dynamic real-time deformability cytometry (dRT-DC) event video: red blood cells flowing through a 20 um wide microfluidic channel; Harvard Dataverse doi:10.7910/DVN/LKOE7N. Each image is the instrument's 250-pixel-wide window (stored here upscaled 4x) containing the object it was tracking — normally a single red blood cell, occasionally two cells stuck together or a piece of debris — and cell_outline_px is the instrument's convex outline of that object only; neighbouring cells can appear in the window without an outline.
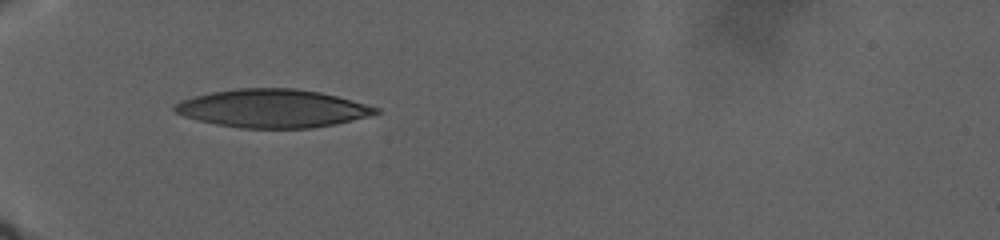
{"species": "human", "species_latin": "Homo sapiens", "temperature_condition": "warm", "stored_images_in_passage": 48, "camera_frame_rate_fps": 3000, "um_per_image_px": 0.085, "donor": {"sex": "male"}, "frame": {"image": 1, "passage_image": 1, "time_ms": 0.0, "image_size_px": [1000, 240], "cell_outline_px": [[380, 112], [368, 116], [336, 124], [312, 128], [240, 128], [216, 124], [184, 116], [176, 112], [172, 108], [172, 104], [180, 100], [212, 92], [236, 88], [296, 88], [320, 92], [336, 96], [380, 108]], "centroid_in_image_um": [23.15, 9.21], "position_along_channel_um": 61.9, "area_um2": 44.68}}
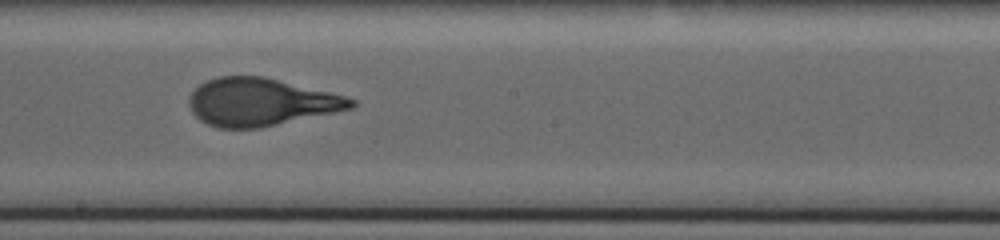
{"frame": {"image": 2, "passage_image": 27, "time_ms": 9.0, "image_size_px": [1000, 240], "cell_outline_px": [[356, 104], [352, 108], [260, 128], [216, 128], [200, 120], [192, 112], [188, 104], [188, 100], [192, 92], [200, 84], [208, 80], [220, 76], [264, 76], [344, 96], [356, 100]], "centroid_in_image_um": [22.12, 8.68], "position_along_channel_um": 226.1, "area_um2": 44.62}}
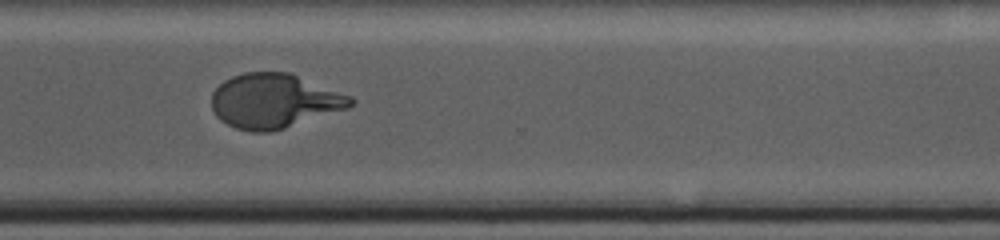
{"frame": {"image": 3, "passage_image": 47, "time_ms": 15.0, "image_size_px": [1000, 240], "cell_outline_px": [[356, 100], [348, 108], [272, 132], [252, 132], [236, 128], [220, 120], [216, 116], [212, 108], [212, 92], [224, 80], [232, 76], [244, 72], [292, 72], [352, 96]], "centroid_in_image_um": [23.32, 8.57], "position_along_channel_um": 347.3, "area_um2": 44.39}}